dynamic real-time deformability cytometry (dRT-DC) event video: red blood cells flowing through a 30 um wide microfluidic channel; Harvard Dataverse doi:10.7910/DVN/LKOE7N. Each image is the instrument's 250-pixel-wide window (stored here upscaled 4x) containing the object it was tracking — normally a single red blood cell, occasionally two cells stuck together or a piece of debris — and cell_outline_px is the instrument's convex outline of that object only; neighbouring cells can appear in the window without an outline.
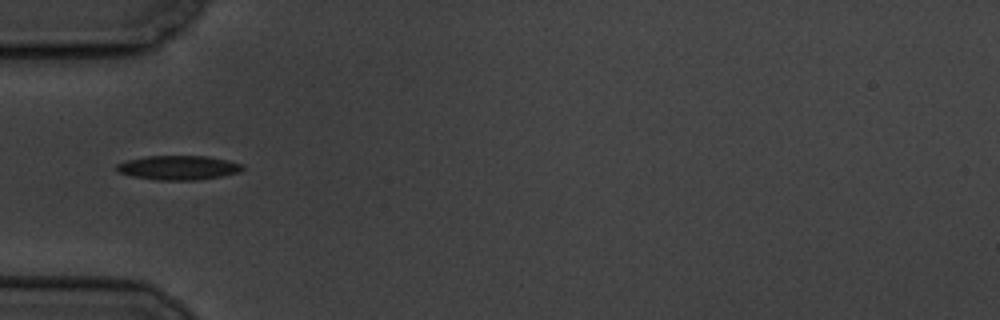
{"species": "common noctule bat (a hibernating species)", "species_latin": "Nyctalus noctula", "temperature_condition": "cold", "stored_images_in_passage": 9, "segment_of_instrument_passage": [2, 2], "camera_frame_rate_fps": 3000, "um_per_image_px": 0.085, "animal": {"sex": "male", "body_mass_g": 19.5, "forearm_length_mm": 54.6}, "frame": {"image": 1, "passage_image": 5, "time_ms": 4.667, "image_size_px": [1000, 320], "cell_outline_px": [[244, 168], [240, 172], [220, 176], [196, 180], [156, 180], [132, 176], [116, 172], [116, 164], [128, 160], [144, 156], [208, 156], [228, 160], [244, 164]], "centroid_in_image_um": [15.16, 14.25], "position_along_channel_um": 69.8, "area_um2": 17.92}}
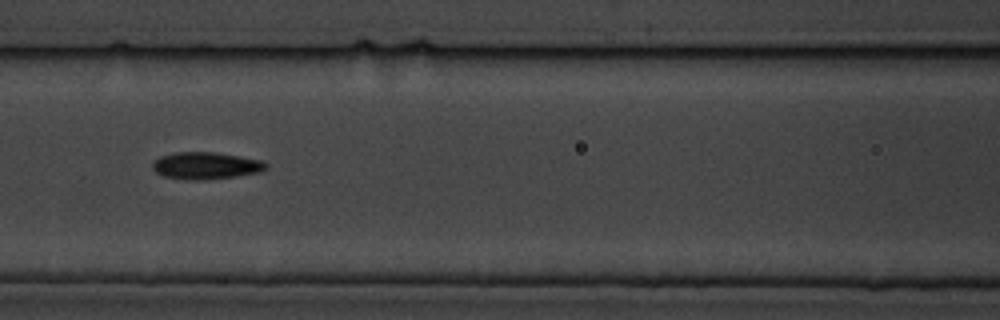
{"frame": {"image": 2, "passage_image": 7, "time_ms": 7.0, "image_size_px": [1000, 320], "cell_outline_px": [[268, 168], [260, 172], [236, 176], [204, 180], [188, 180], [164, 176], [156, 172], [152, 168], [152, 164], [160, 156], [172, 152], [212, 152], [264, 160], [268, 164]], "centroid_in_image_um": [17.52, 14.08], "position_along_channel_um": 149.1, "area_um2": 17.98}}
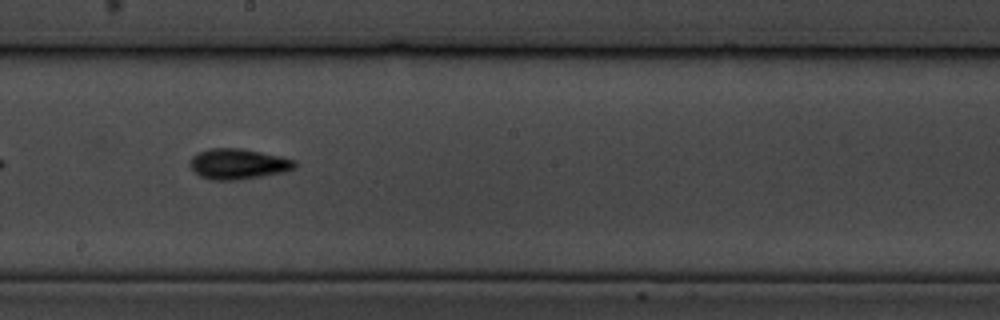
{"frame": {"image": 3, "passage_image": 9, "time_ms": 9.333, "image_size_px": [1000, 320], "cell_outline_px": [[296, 168], [284, 172], [236, 180], [208, 180], [200, 176], [188, 164], [188, 160], [196, 152], [208, 148], [240, 148], [280, 156], [296, 160]], "centroid_in_image_um": [20.2, 13.93], "position_along_channel_um": 228.0, "area_um2": 18.79}}